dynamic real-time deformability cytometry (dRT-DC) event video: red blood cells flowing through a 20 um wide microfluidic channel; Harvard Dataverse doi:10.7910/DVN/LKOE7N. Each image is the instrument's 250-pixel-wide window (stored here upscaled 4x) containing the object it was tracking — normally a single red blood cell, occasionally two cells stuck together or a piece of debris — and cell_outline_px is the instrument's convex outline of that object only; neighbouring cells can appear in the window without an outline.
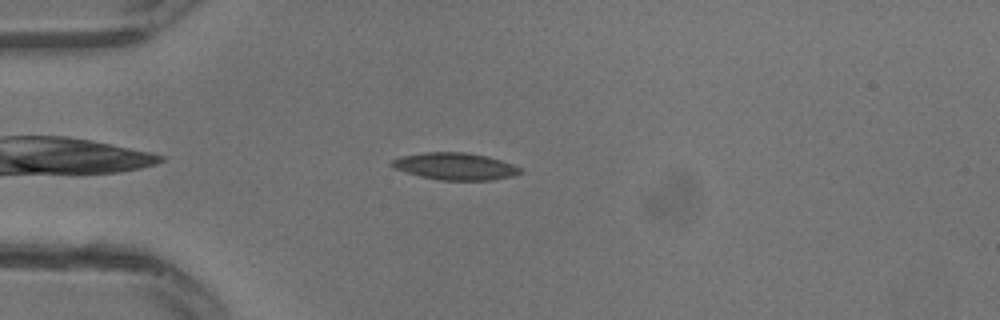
{"species": "common noctule bat (a hibernating species)", "species_latin": "Nyctalus noctula", "temperature_condition": "warm", "stored_images_in_passage": 10, "camera_frame_rate_fps": 3000, "um_per_image_px": 0.085, "animal": {"sex": "male", "body_mass_g": 13.3}, "frame": {"image": 1, "passage_image": 3, "time_ms": 0.667, "image_size_px": [1000, 320], "cell_outline_px": [[524, 172], [516, 176], [492, 180], [440, 180], [420, 176], [404, 172], [392, 168], [388, 164], [392, 160], [400, 156], [424, 152], [464, 152], [488, 156], [512, 164], [520, 168]], "centroid_in_image_um": [38.67, 14.14], "position_along_channel_um": 46.3, "area_um2": 20.52}}
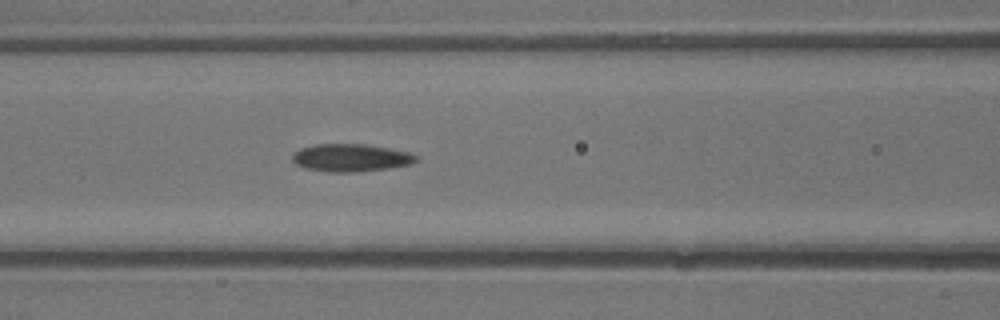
{"frame": {"image": 2, "passage_image": 8, "time_ms": 2.333, "image_size_px": [1000, 320], "cell_outline_px": [[420, 160], [412, 164], [388, 168], [356, 172], [332, 172], [304, 168], [296, 164], [292, 160], [292, 156], [300, 148], [316, 144], [368, 144], [412, 152], [420, 156]], "centroid_in_image_um": [29.9, 13.4], "position_along_channel_um": 136.7, "area_um2": 20.23}}
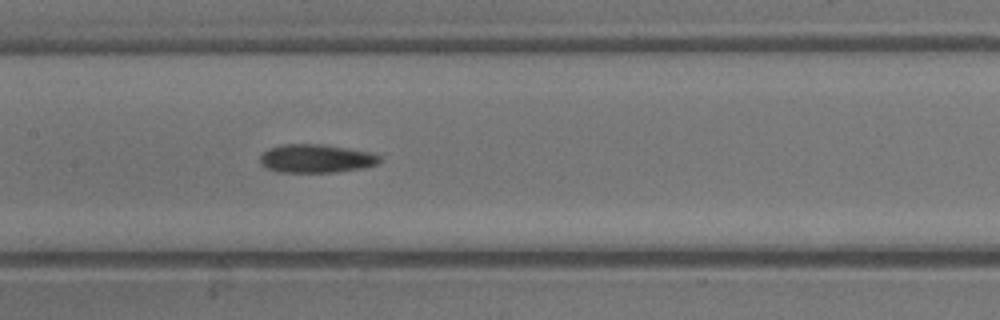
{"frame": {"image": 3, "passage_image": 10, "time_ms": 3.0, "image_size_px": [1000, 320], "cell_outline_px": [[380, 164], [364, 168], [336, 172], [280, 172], [268, 168], [260, 164], [260, 156], [268, 148], [284, 144], [324, 144], [372, 152], [380, 156]], "centroid_in_image_um": [26.91, 13.47], "position_along_channel_um": 180.5, "area_um2": 20.0}}